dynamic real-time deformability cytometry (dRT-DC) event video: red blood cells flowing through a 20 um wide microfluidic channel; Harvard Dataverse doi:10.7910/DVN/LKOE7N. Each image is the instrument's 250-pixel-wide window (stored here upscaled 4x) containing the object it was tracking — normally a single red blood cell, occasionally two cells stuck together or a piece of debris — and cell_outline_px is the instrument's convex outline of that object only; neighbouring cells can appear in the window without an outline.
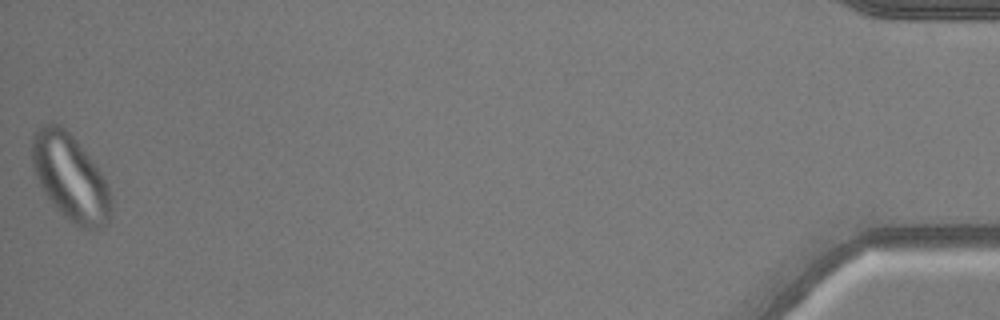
{"species": "common noctule bat (a hibernating species)", "species_latin": "Nyctalus noctula", "temperature_condition": "warm", "stored_images_in_passage": 52, "camera_frame_rate_fps": 3000, "um_per_image_px": 0.085, "animal": {"sex": "male", "body_mass_g": 20.5, "forearm_length_mm": 52.5}, "frame": {"image": 1, "passage_image": 51, "time_ms": 16.667, "image_size_px": [1000, 320], "cell_outline_px": [[112, 208], [108, 224], [104, 228], [88, 232], [80, 228], [64, 216], [56, 208], [44, 192], [36, 176], [32, 164], [32, 136], [36, 128], [52, 120], [64, 128], [76, 140], [92, 160], [100, 172], [108, 188], [112, 200]], "centroid_in_image_um": [5.98, 15.11], "position_along_channel_um": 429.2, "area_um2": 40.0}}